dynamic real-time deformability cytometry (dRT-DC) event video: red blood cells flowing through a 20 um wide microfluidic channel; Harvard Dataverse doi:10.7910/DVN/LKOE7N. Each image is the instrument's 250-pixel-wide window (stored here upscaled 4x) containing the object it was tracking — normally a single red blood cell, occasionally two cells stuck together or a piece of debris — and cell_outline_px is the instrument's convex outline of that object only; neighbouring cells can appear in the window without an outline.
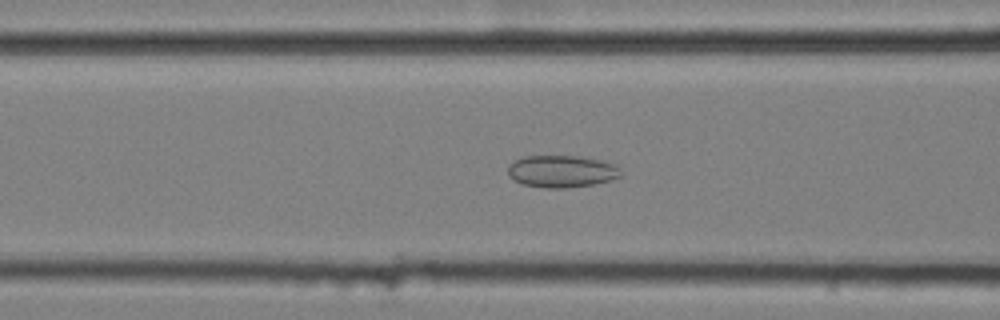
{"species": "common noctule bat (a hibernating species)", "species_latin": "Nyctalus noctula", "temperature_condition": "cold", "stored_images_in_passage": 57, "camera_frame_rate_fps": 3000, "um_per_image_px": 0.085, "animal": {"sex": "female", "body_mass_g": 25.1}, "frame": {"image": 1, "passage_image": 23, "time_ms": 7.333, "image_size_px": [1000, 320], "cell_outline_px": [[620, 176], [612, 180], [592, 184], [564, 188], [544, 188], [524, 184], [508, 176], [508, 164], [524, 156], [580, 156], [600, 160], [616, 164], [620, 168]], "centroid_in_image_um": [47.75, 14.56], "position_along_channel_um": 118.9, "area_um2": 21.1}}
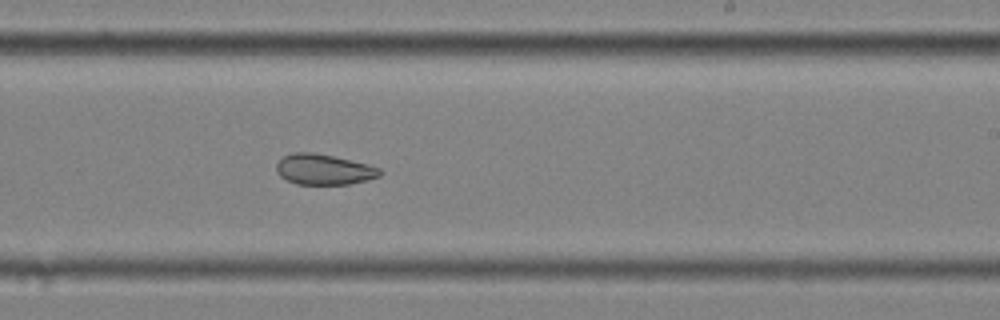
{"frame": {"image": 2, "passage_image": 35, "time_ms": 11.333, "image_size_px": [1000, 320], "cell_outline_px": [[384, 172], [380, 176], [368, 180], [348, 184], [296, 184], [280, 176], [276, 172], [276, 164], [284, 156], [292, 152], [312, 152], [332, 156], [368, 164], [380, 168]], "centroid_in_image_um": [27.54, 14.4], "position_along_channel_um": 261.5, "area_um2": 18.44}}
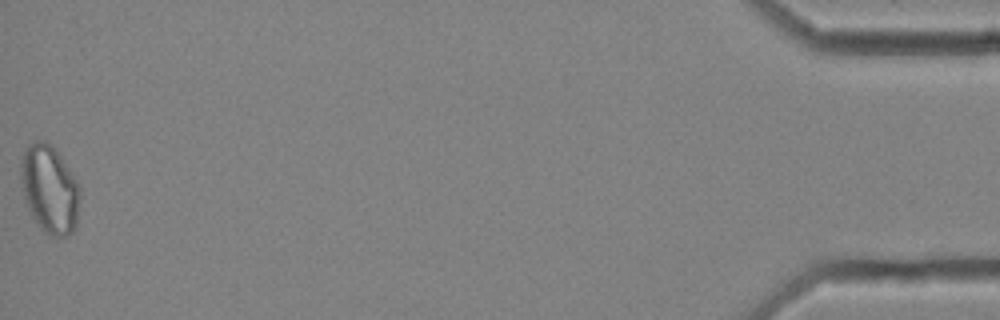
{"frame": {"image": 3, "passage_image": 57, "time_ms": 18.667, "image_size_px": [1000, 320], "cell_outline_px": [[80, 196], [76, 228], [68, 236], [48, 236], [40, 228], [32, 216], [24, 200], [20, 180], [20, 160], [24, 148], [28, 144], [36, 140], [44, 140], [56, 152], [76, 180], [80, 188]], "centroid_in_image_um": [4.18, 16.11], "position_along_channel_um": 431.0, "area_um2": 30.46}, "authors_computed_cell_mechanics": {"area_um2": 25.4898, "velocity_mm_per_s": 3.5728, "shape_relaxation_time_tau1_ms": null, "shape_relaxation_time_tau2_ms": 3.8981, "deformation_change_tau1": null, "deformation_change_tau2": 0.0839}}